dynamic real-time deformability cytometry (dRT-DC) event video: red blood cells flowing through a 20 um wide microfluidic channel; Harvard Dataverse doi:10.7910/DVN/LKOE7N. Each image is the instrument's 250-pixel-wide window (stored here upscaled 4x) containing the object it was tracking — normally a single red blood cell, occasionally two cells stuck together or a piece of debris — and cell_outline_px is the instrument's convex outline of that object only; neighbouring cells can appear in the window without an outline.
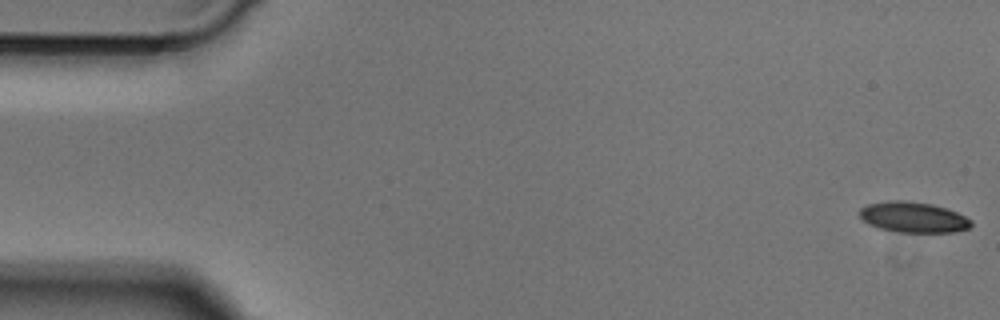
{"species": "Egyptian fruit bat (a non-hibernating species)", "species_latin": "Rousettus aegyptiacus", "temperature_condition": "cold", "stored_images_in_passage": 50, "camera_frame_rate_fps": 3000, "um_per_image_px": 0.085, "animal": {"sex": "male"}, "frame": {"image": 1, "passage_image": 1, "time_ms": 0.0, "image_size_px": [1000, 320], "cell_outline_px": [[972, 224], [968, 228], [952, 232], [896, 232], [880, 228], [868, 224], [860, 216], [860, 208], [868, 204], [888, 200], [904, 200], [932, 204], [948, 208], [972, 220]], "centroid_in_image_um": [77.62, 18.45], "position_along_channel_um": 7.4, "area_um2": 19.88}}
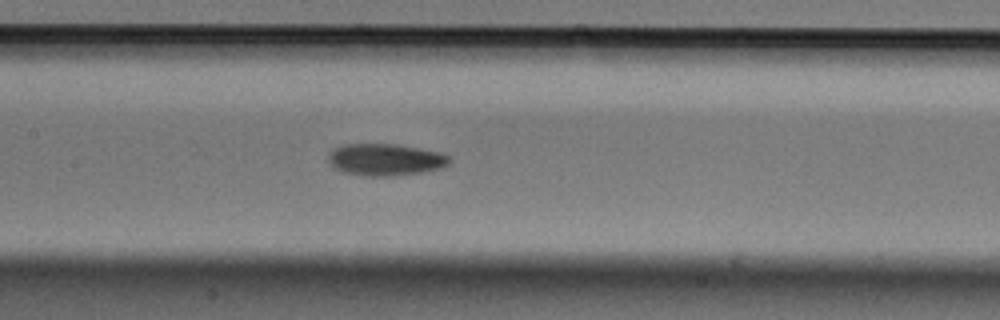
{"frame": {"image": 2, "passage_image": 23, "time_ms": 7.333, "image_size_px": [1000, 320], "cell_outline_px": [[452, 160], [448, 164], [440, 168], [420, 172], [392, 176], [364, 176], [344, 172], [332, 168], [328, 160], [328, 156], [332, 148], [344, 144], [396, 144], [420, 148], [440, 152], [448, 156]], "centroid_in_image_um": [32.72, 13.56], "position_along_channel_um": 174.7, "area_um2": 22.66}}
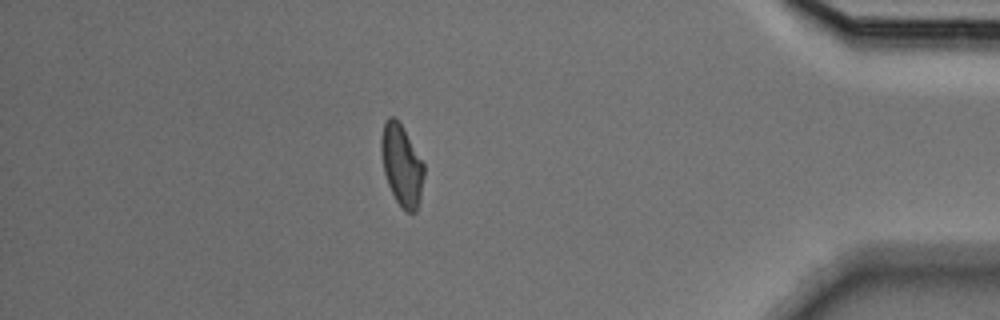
{"frame": {"image": 3, "passage_image": 43, "time_ms": 14.0, "image_size_px": [1000, 320], "cell_outline_px": [[424, 176], [420, 196], [416, 212], [408, 212], [396, 200], [388, 184], [384, 172], [380, 152], [380, 140], [384, 124], [388, 116], [396, 116], [424, 164]], "centroid_in_image_um": [34.12, 14.0], "position_along_channel_um": 401.1, "area_um2": 20.0}}